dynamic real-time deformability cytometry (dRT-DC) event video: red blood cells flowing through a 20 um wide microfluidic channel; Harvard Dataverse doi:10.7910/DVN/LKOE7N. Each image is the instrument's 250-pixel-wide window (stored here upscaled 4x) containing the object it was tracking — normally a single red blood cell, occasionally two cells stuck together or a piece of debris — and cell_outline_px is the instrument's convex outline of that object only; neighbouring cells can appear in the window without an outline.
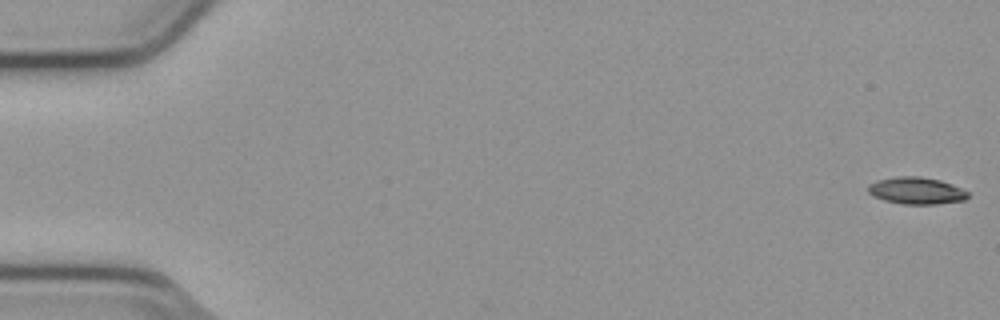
{"species": "common noctule bat (a hibernating species)", "species_latin": "Nyctalus noctula", "temperature_condition": "cold", "stored_images_in_passage": 55, "camera_frame_rate_fps": 3000, "um_per_image_px": 0.085, "animal": {"sex": "male", "body_mass_g": 23.1, "forearm_length_mm": 52.7}, "frame": {"image": 1, "passage_image": 1, "time_ms": 0.0, "image_size_px": [1000, 320], "cell_outline_px": [[968, 196], [964, 200], [936, 204], [904, 204], [884, 200], [868, 192], [868, 184], [876, 180], [896, 176], [920, 176], [940, 180], [952, 184], [968, 192]], "centroid_in_image_um": [77.88, 16.19], "position_along_channel_um": 7.1, "area_um2": 15.61}}
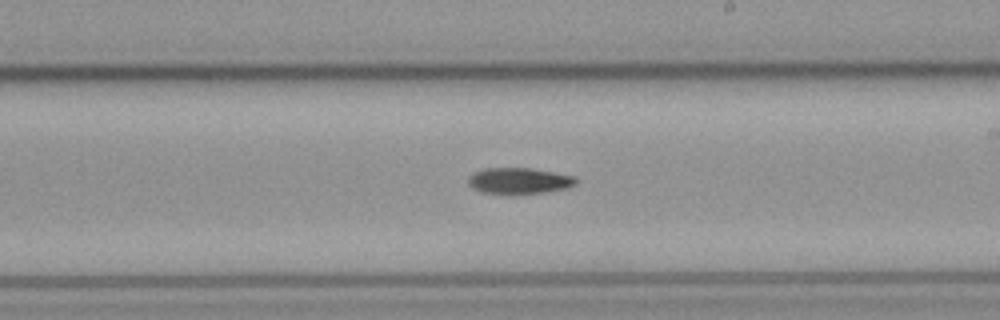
{"frame": {"image": 2, "passage_image": 32, "time_ms": 10.333, "image_size_px": [1000, 320], "cell_outline_px": [[576, 184], [568, 188], [544, 192], [512, 196], [508, 196], [484, 192], [472, 188], [468, 184], [468, 176], [472, 172], [484, 168], [532, 168], [576, 176]], "centroid_in_image_um": [44.09, 15.39], "position_along_channel_um": 244.9, "area_um2": 16.99}}
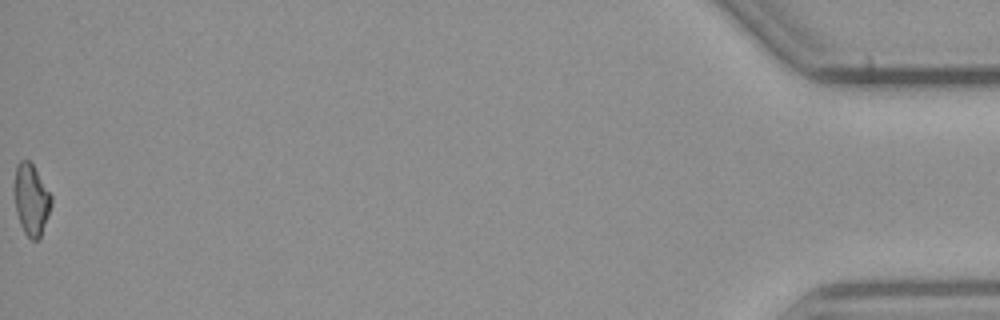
{"frame": {"image": 3, "passage_image": 55, "time_ms": 18.0, "image_size_px": [1000, 320], "cell_outline_px": [[52, 204], [48, 216], [40, 236], [36, 240], [32, 240], [24, 232], [20, 224], [16, 212], [16, 164], [20, 160], [28, 160], [32, 164], [52, 196]], "centroid_in_image_um": [2.68, 16.98], "position_along_channel_um": 432.5, "area_um2": 14.85}}